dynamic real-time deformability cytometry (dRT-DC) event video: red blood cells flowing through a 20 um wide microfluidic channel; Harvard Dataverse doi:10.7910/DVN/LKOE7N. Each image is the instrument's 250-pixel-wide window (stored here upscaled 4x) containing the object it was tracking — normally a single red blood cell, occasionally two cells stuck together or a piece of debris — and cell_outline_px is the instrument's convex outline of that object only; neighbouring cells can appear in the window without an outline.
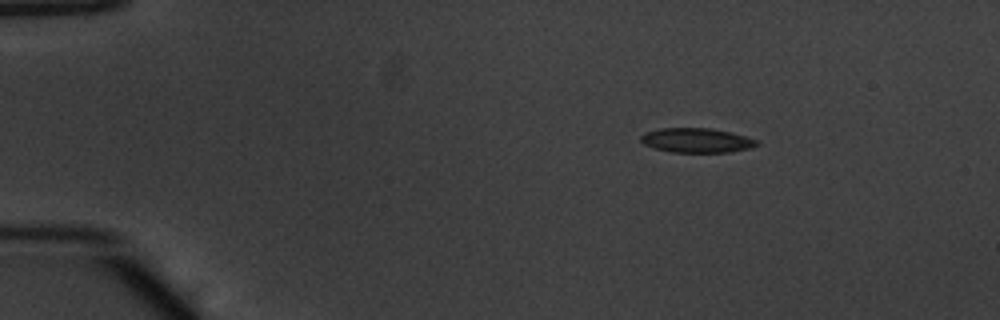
{"species": "common noctule bat (a hibernating species)", "species_latin": "Nyctalus noctula", "temperature_condition": "warm", "stored_images_in_passage": 46, "camera_frame_rate_fps": 3000, "um_per_image_px": 0.085, "animal": {"sex": "male", "body_mass_g": 20.1, "forearm_length_mm": 53.5}, "frame": {"image": 1, "passage_image": 1, "time_ms": 0.0, "image_size_px": [1000, 320], "cell_outline_px": [[760, 144], [748, 148], [728, 152], [672, 152], [656, 148], [644, 144], [640, 140], [640, 136], [644, 132], [660, 128], [712, 128], [732, 132], [756, 140]], "centroid_in_image_um": [59.18, 11.92], "position_along_channel_um": 25.8, "area_um2": 16.47}}
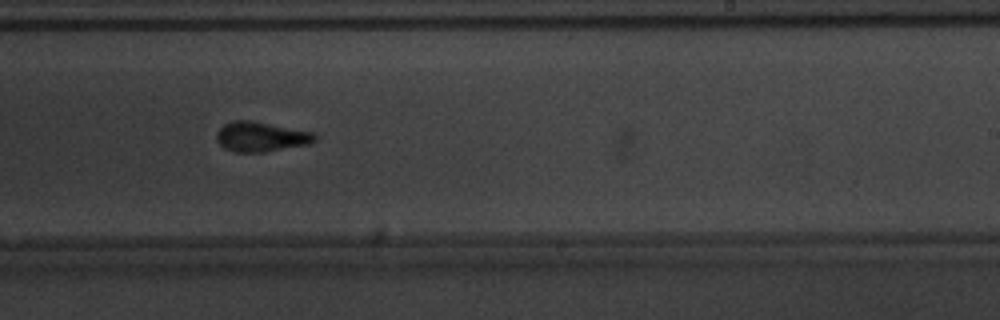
{"frame": {"image": 2, "passage_image": 26, "time_ms": 8.333, "image_size_px": [1000, 320], "cell_outline_px": [[316, 140], [308, 144], [264, 152], [236, 152], [224, 148], [216, 140], [216, 132], [224, 124], [232, 120], [252, 120], [312, 132], [316, 136]], "centroid_in_image_um": [22.14, 11.61], "position_along_channel_um": 266.9, "area_um2": 17.05}}
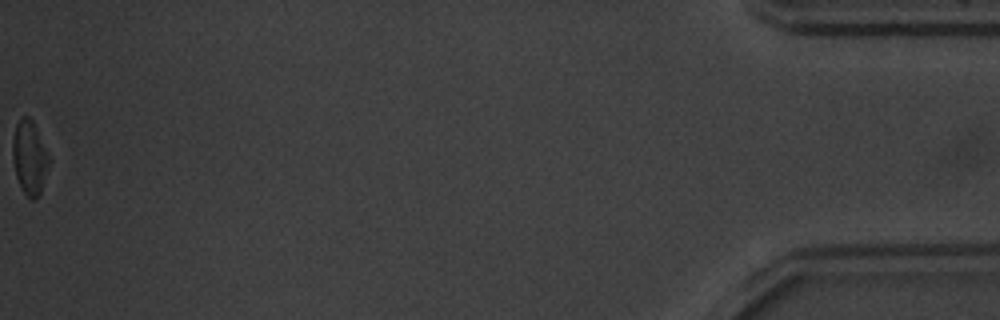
{"frame": {"image": 3, "passage_image": 46, "time_ms": 15.0, "image_size_px": [1000, 320], "cell_outline_px": [[48, 168], [40, 192], [36, 200], [32, 200], [24, 192], [16, 176], [12, 156], [12, 140], [16, 124], [24, 116], [28, 116], [32, 120], [48, 156]], "centroid_in_image_um": [2.48, 13.4], "position_along_channel_um": 432.7, "area_um2": 15.14}, "authors_computed_cell_mechanics": {"area_um2": 16.6753, "velocity_mm_per_s": 3.863, "shape_relaxation_time_tau1_ms": 2.6821, "shape_relaxation_time_tau2_ms": 1.7212, "deformation_change_tau1": 0.1299, "deformation_change_tau2": 0.0766}}